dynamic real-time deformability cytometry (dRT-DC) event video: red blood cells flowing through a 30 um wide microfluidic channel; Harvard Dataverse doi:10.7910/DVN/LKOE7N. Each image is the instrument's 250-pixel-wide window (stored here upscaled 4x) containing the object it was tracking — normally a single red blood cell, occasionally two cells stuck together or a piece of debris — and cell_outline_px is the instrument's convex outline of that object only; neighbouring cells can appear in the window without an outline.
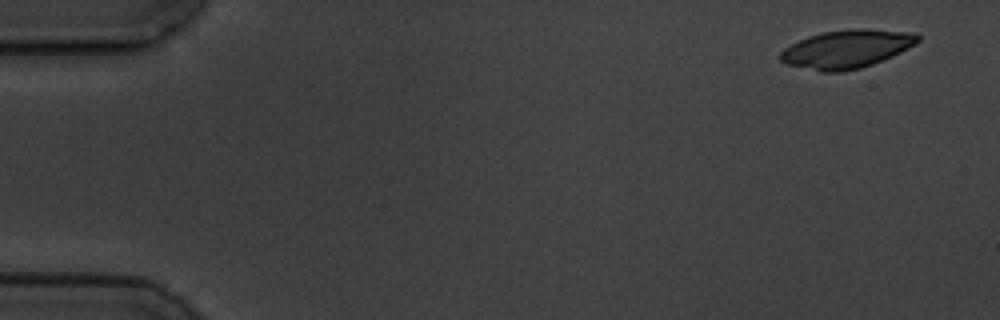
{"species": "common noctule bat (a hibernating species)", "species_latin": "Nyctalus noctula", "temperature_condition": "cold", "stored_images_in_passage": 4, "camera_frame_rate_fps": 3000, "um_per_image_px": 0.085, "animal": {"sex": "male", "body_mass_g": 19.5, "forearm_length_mm": 54.6}, "frame": {"image": 1, "passage_image": 1, "time_ms": 0.0, "image_size_px": [1000, 320], "cell_outline_px": [[920, 40], [916, 44], [892, 56], [872, 64], [860, 68], [840, 72], [820, 72], [788, 64], [780, 60], [780, 52], [784, 48], [808, 36], [824, 32], [852, 28], [860, 28], [916, 32], [920, 36]], "centroid_in_image_um": [72.0, 4.16], "position_along_channel_um": 13.0, "area_um2": 30.63}}